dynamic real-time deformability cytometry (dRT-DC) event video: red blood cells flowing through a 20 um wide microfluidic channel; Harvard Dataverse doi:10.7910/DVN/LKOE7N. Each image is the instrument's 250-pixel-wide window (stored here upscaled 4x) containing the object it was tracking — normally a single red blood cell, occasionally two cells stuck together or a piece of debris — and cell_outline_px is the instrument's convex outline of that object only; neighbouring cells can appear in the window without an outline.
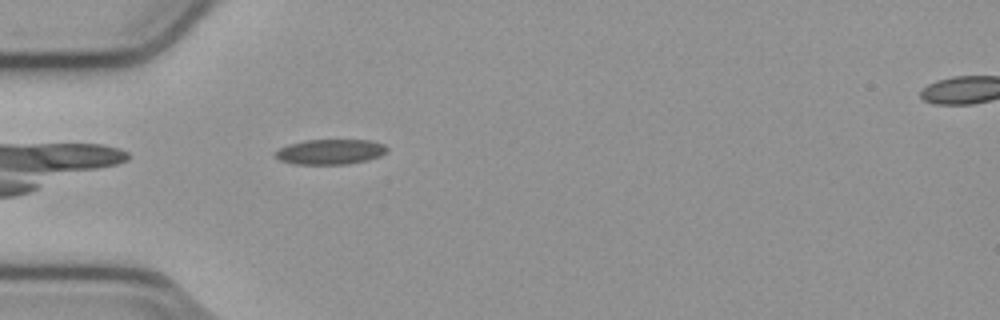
{"species": "common noctule bat (a hibernating species)", "species_latin": "Nyctalus noctula", "temperature_condition": "cold", "stored_images_in_passage": 40, "camera_frame_rate_fps": 3000, "um_per_image_px": 0.085, "animal": {"sex": "male", "body_mass_g": 23.1, "forearm_length_mm": 52.7}, "frame": {"image": 1, "passage_image": 2, "time_ms": 0.333, "image_size_px": [1000, 320], "cell_outline_px": [[388, 152], [380, 156], [368, 160], [348, 164], [296, 164], [280, 160], [276, 156], [276, 152], [280, 148], [288, 144], [304, 140], [368, 140], [384, 144], [388, 148]], "centroid_in_image_um": [28.12, 12.9], "position_along_channel_um": 56.9, "area_um2": 16.36}}
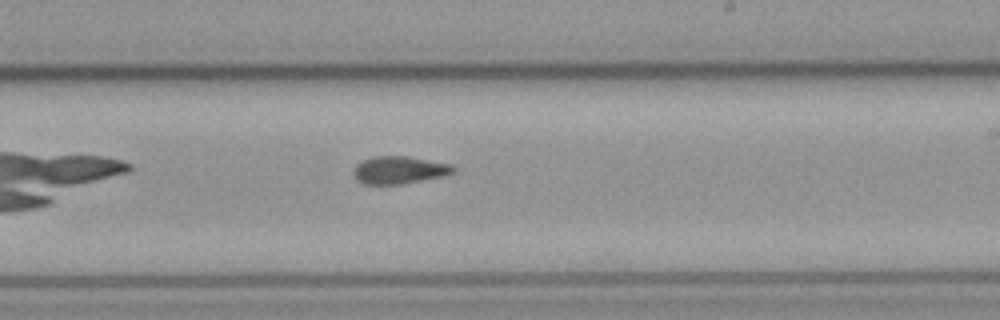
{"frame": {"image": 2, "passage_image": 18, "time_ms": 5.667, "image_size_px": [1000, 320], "cell_outline_px": [[456, 172], [444, 176], [400, 184], [364, 184], [356, 180], [352, 172], [356, 164], [372, 156], [404, 156], [452, 164], [456, 168]], "centroid_in_image_um": [33.93, 14.45], "position_along_channel_um": 255.1, "area_um2": 16.07}}
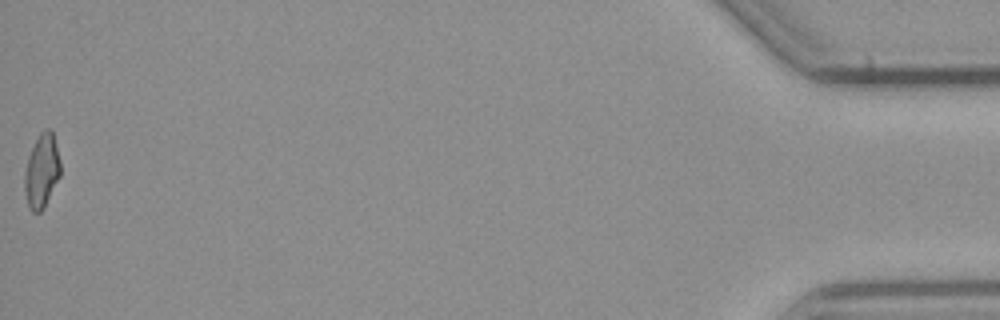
{"frame": {"image": 3, "passage_image": 40, "time_ms": 13.0, "image_size_px": [1000, 320], "cell_outline_px": [[60, 176], [40, 212], [32, 212], [28, 208], [24, 188], [24, 176], [28, 156], [40, 132], [44, 128], [48, 128], [52, 132], [60, 160]], "centroid_in_image_um": [3.53, 14.52], "position_along_channel_um": 431.7, "area_um2": 15.14}, "authors_computed_cell_mechanics": {"area_um2": 15.7794, "velocity_mm_per_s": 3.8047, "shape_relaxation_time_tau1_ms": null, "shape_relaxation_time_tau2_ms": 5.1388, "deformation_change_tau1": null, "deformation_change_tau2": 0.1215}}